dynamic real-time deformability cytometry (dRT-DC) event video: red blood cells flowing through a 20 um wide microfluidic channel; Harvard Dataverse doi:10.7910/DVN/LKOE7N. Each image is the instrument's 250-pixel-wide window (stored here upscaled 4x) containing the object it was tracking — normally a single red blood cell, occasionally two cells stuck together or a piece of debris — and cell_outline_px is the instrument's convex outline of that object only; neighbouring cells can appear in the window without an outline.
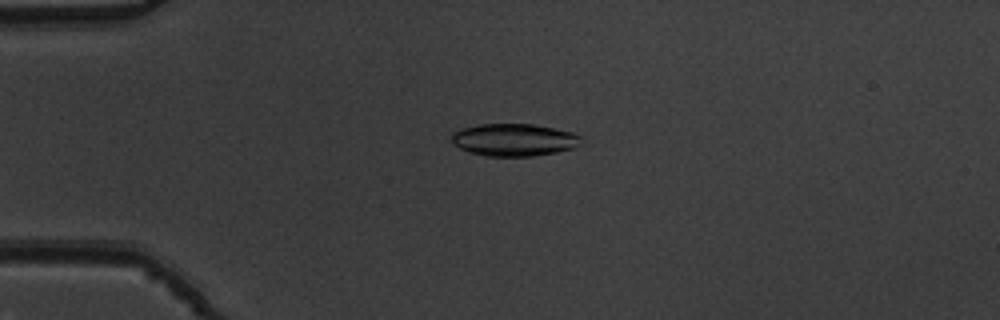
{"species": "common noctule bat (a hibernating species)", "species_latin": "Nyctalus noctula", "temperature_condition": "warm", "stored_images_in_passage": 43, "camera_frame_rate_fps": 3000, "um_per_image_px": 0.085, "animal": {"sex": "male", "body_mass_g": 19.5, "forearm_length_mm": 54.6}, "frame": {"image": 1, "passage_image": 4, "time_ms": 1.0, "image_size_px": [1000, 320], "cell_outline_px": [[584, 140], [576, 148], [556, 152], [532, 156], [484, 156], [468, 152], [460, 148], [452, 140], [452, 132], [464, 128], [480, 124], [532, 124], [572, 132], [580, 136]], "centroid_in_image_um": [43.73, 11.89], "position_along_channel_um": 41.3, "area_um2": 24.45}}
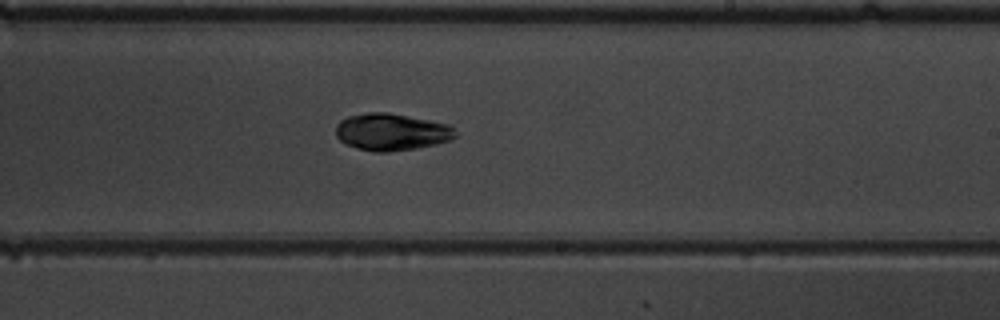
{"frame": {"image": 2, "passage_image": 23, "time_ms": 7.333, "image_size_px": [1000, 320], "cell_outline_px": [[456, 136], [452, 140], [436, 144], [416, 148], [388, 152], [372, 152], [356, 148], [344, 144], [336, 136], [336, 124], [340, 120], [348, 116], [368, 112], [388, 112], [448, 124], [452, 128]], "centroid_in_image_um": [33.23, 11.22], "position_along_channel_um": 255.8, "area_um2": 25.89}}
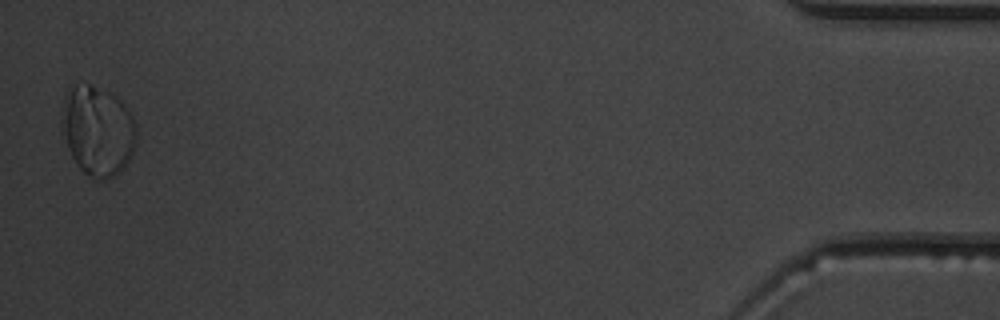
{"frame": {"image": 3, "passage_image": 43, "time_ms": 14.0, "image_size_px": [1000, 320], "cell_outline_px": [[136, 140], [132, 152], [128, 160], [112, 176], [104, 180], [100, 180], [84, 172], [76, 164], [60, 132], [60, 116], [64, 96], [76, 84], [88, 84], [112, 92], [124, 104], [132, 116], [136, 124]], "centroid_in_image_um": [8.26, 11.07], "position_along_channel_um": 426.9, "area_um2": 39.07}, "authors_computed_cell_mechanics": {"area_um2": 25.2586, "velocity_mm_per_s": 3.8551, "shape_relaxation_time_tau1_ms": 2.3697, "shape_relaxation_time_tau2_ms": 11.0836, "deformation_change_tau1": 0.0936, "deformation_change_tau2": 0.1295}}